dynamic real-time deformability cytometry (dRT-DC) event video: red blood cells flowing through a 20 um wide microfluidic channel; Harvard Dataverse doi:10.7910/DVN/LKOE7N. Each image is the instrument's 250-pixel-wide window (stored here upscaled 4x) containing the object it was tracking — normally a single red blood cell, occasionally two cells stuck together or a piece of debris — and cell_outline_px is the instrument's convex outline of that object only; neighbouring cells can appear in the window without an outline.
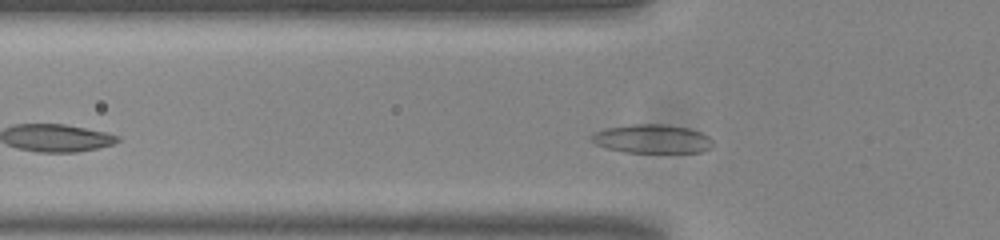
{"species": "common noctule bat (a hibernating species)", "species_latin": "Nyctalus noctula", "temperature_condition": "room temperature", "stored_images_in_passage": 35, "camera_frame_rate_fps": 3000, "um_per_image_px": 0.085, "animal": {"sex": "male", "body_mass_g": 20.0, "forearm_length_mm": 53.3}, "frame": {"image": 1, "passage_image": 7, "time_ms": 2.0, "image_size_px": [1000, 240], "cell_outline_px": [[712, 148], [700, 152], [624, 152], [604, 148], [588, 140], [588, 136], [604, 128], [628, 124], [664, 124], [688, 128], [700, 132], [708, 136], [712, 140]], "centroid_in_image_um": [55.36, 11.8], "position_along_channel_um": 70.4, "area_um2": 20.58}}
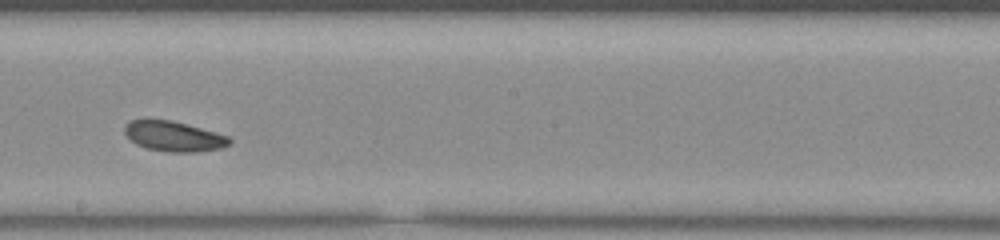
{"frame": {"image": 2, "passage_image": 20, "time_ms": 6.333, "image_size_px": [1000, 240], "cell_outline_px": [[232, 144], [224, 148], [196, 152], [168, 152], [148, 148], [136, 144], [124, 132], [124, 124], [132, 120], [172, 120], [216, 132], [228, 136], [232, 140]], "centroid_in_image_um": [14.82, 11.59], "position_along_channel_um": 233.4, "area_um2": 18.44}}
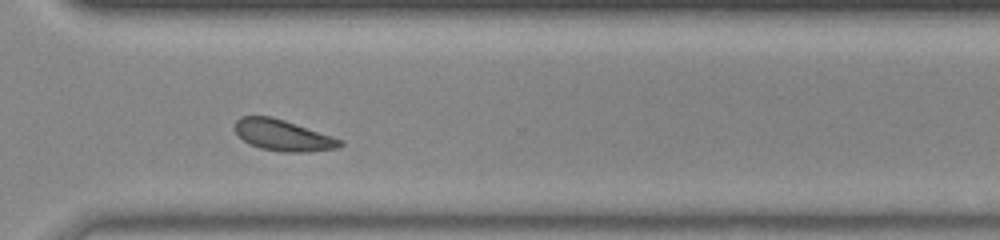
{"frame": {"image": 3, "passage_image": 29, "time_ms": 9.333, "image_size_px": [1000, 240], "cell_outline_px": [[344, 144], [336, 148], [308, 152], [280, 152], [260, 148], [248, 144], [236, 132], [236, 120], [240, 116], [272, 116], [344, 140]], "centroid_in_image_um": [24.06, 11.51], "position_along_channel_um": 346.5, "area_um2": 19.02}, "authors_computed_cell_mechanics": {"area_um2": 19.0162, "velocity_mm_per_s": 3.7686, "shape_relaxation_time_tau1_ms": 2.3982, "shape_relaxation_time_tau2_ms": 4.5658, "deformation_change_tau1": 0.0568, "deformation_change_tau2": 0.1019}}